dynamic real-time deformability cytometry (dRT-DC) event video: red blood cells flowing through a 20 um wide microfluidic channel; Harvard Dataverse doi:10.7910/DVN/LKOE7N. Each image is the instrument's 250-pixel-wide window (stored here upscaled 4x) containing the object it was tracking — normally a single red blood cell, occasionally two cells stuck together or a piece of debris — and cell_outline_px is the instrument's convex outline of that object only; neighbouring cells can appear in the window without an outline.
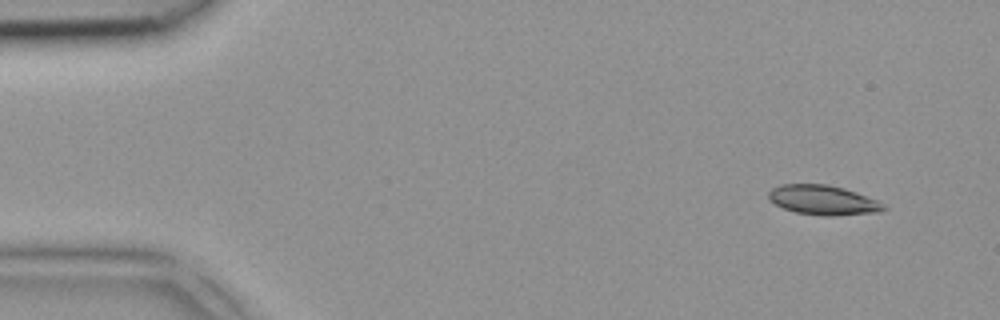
{"species": "common noctule bat (a hibernating species)", "species_latin": "Nyctalus noctula", "temperature_condition": "room temperature", "stored_images_in_passage": 5, "camera_frame_rate_fps": 3000, "um_per_image_px": 0.085, "animal": {"sex": "female", "body_mass_g": 18.4}, "frame": {"image": 1, "passage_image": 1, "time_ms": 0.0, "image_size_px": [1000, 320], "cell_outline_px": [[888, 208], [880, 212], [836, 216], [824, 216], [796, 212], [784, 208], [768, 200], [768, 192], [772, 188], [780, 184], [828, 184], [844, 188], [856, 192], [876, 200], [884, 204]], "centroid_in_image_um": [69.96, 17.01], "position_along_channel_um": 15.0, "area_um2": 20.0}}
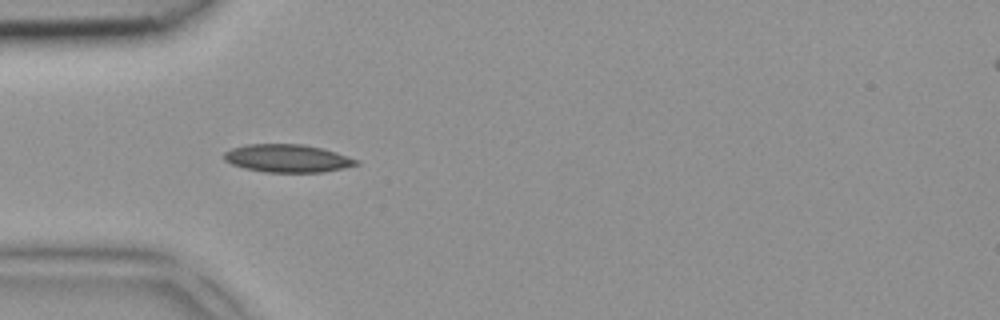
{"frame": {"image": 2, "passage_image": 4, "time_ms": 1.0, "image_size_px": [1000, 320], "cell_outline_px": [[360, 164], [324, 172], [264, 172], [244, 168], [232, 164], [224, 160], [224, 152], [232, 148], [248, 144], [304, 144], [336, 152], [360, 160]], "centroid_in_image_um": [24.44, 13.46], "position_along_channel_um": 60.6, "area_um2": 21.5}}